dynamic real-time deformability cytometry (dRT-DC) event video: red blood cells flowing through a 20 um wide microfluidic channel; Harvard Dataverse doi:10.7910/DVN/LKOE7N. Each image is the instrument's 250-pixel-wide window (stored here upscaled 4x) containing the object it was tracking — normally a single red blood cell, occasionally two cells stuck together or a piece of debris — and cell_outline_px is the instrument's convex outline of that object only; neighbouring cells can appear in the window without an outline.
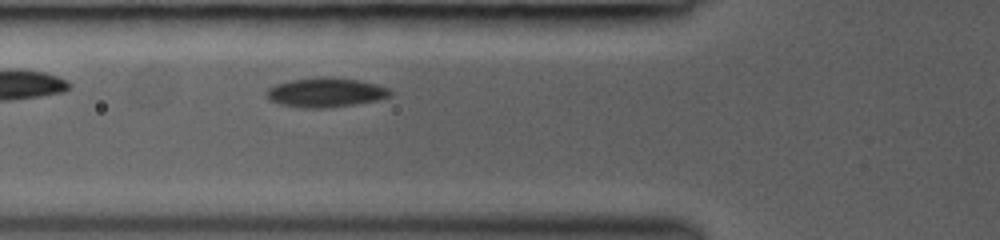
{"species": "common noctule bat (a hibernating species)", "species_latin": "Nyctalus noctula", "temperature_condition": "room temperature", "stored_images_in_passage": 27, "camera_frame_rate_fps": 3000, "um_per_image_px": 0.085, "animal": {"sex": "female", "body_mass_g": 19.0, "forearm_length_mm": 53.3}, "frame": {"image": 1, "passage_image": 4, "time_ms": 1.0, "image_size_px": [1000, 240], "cell_outline_px": [[392, 96], [376, 100], [356, 104], [324, 108], [304, 108], [280, 104], [268, 100], [268, 88], [276, 84], [292, 80], [320, 76], [332, 76], [356, 80], [376, 84], [388, 88], [392, 92]], "centroid_in_image_um": [27.69, 7.85], "position_along_channel_um": 98.1, "area_um2": 21.15}}
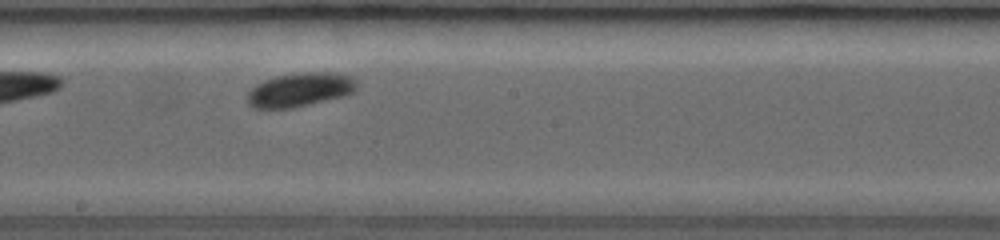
{"frame": {"image": 2, "passage_image": 13, "time_ms": 4.0, "image_size_px": [1000, 240], "cell_outline_px": [[356, 88], [352, 92], [344, 96], [292, 108], [252, 108], [248, 104], [248, 92], [256, 84], [264, 80], [276, 76], [312, 72], [332, 72], [348, 76], [356, 80]], "centroid_in_image_um": [25.48, 7.63], "position_along_channel_um": 222.7, "area_um2": 21.33}}
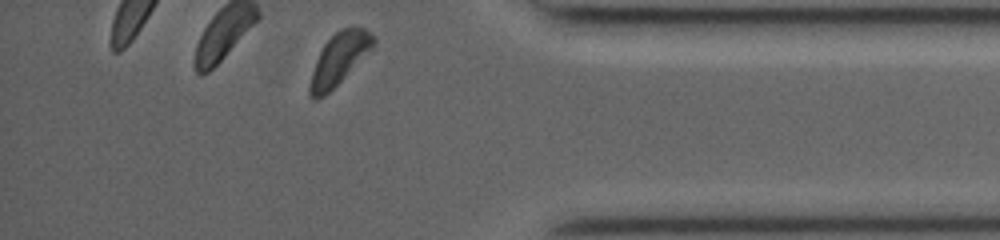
{"frame": {"image": 3, "passage_image": 27, "time_ms": 8.667, "image_size_px": [1000, 240], "cell_outline_px": [[376, 44], [324, 96], [316, 100], [312, 100], [308, 96], [308, 84], [316, 60], [324, 44], [336, 32], [344, 28], [364, 28], [372, 32], [376, 36]], "centroid_in_image_um": [28.8, 5.02], "position_along_channel_um": 406.4, "area_um2": 18.73}, "authors_computed_cell_mechanics": {"area_um2": 20.6346, "velocity_mm_per_s": 4.1764, "shape_relaxation_time_tau1_ms": 2.3595, "shape_relaxation_time_tau2_ms": null, "deformation_change_tau1": 0.0854, "deformation_change_tau2": null}}